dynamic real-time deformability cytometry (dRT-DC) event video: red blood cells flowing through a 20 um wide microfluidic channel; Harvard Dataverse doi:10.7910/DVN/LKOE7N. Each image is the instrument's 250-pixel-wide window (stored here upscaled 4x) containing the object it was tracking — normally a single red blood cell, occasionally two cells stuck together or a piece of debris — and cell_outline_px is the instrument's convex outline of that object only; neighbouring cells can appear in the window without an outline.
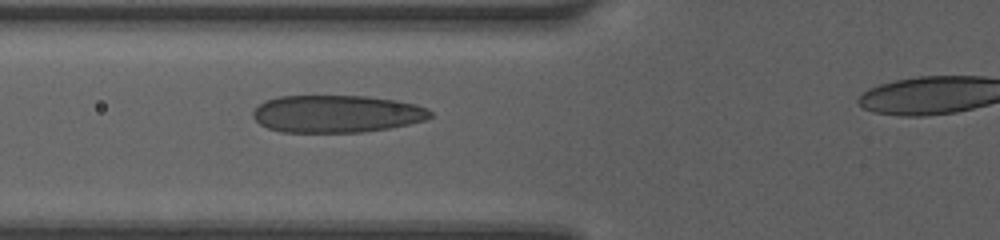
{"species": "human", "species_latin": "Homo sapiens", "temperature_condition": "room temperature", "stored_images_in_passage": 3, "camera_frame_rate_fps": 3000, "um_per_image_px": 0.085, "donor": {"sex": "female"}, "frame": {"image": 1, "passage_image": 3, "time_ms": 0.667, "image_size_px": [1000, 240], "cell_outline_px": [[432, 116], [424, 120], [408, 124], [388, 128], [364, 132], [280, 132], [268, 128], [260, 124], [252, 116], [252, 112], [264, 100], [280, 96], [368, 96], [396, 100], [416, 104], [428, 108], [432, 112]], "centroid_in_image_um": [28.61, 9.67], "position_along_channel_um": 97.2, "area_um2": 38.78}}